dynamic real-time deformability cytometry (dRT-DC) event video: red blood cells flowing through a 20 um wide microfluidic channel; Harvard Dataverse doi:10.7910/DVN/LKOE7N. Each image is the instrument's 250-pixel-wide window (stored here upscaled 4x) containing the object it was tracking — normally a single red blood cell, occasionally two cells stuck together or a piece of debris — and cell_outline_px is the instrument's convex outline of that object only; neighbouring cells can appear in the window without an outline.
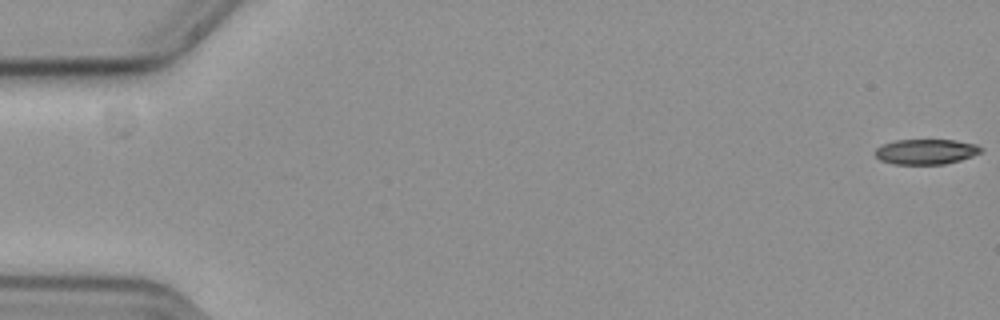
{"species": "common noctule bat (a hibernating species)", "species_latin": "Nyctalus noctula", "temperature_condition": "cold", "stored_images_in_passage": 58, "camera_frame_rate_fps": 3000, "um_per_image_px": 0.085, "animal": {"sex": "female", "body_mass_g": 19.3, "forearm_length_mm": 54.1}, "frame": {"image": 1, "passage_image": 1, "time_ms": 0.0, "image_size_px": [1000, 320], "cell_outline_px": [[984, 148], [980, 152], [972, 156], [960, 160], [944, 164], [896, 164], [880, 160], [876, 156], [876, 148], [880, 144], [896, 140], [956, 140], [976, 144]], "centroid_in_image_um": [78.71, 12.88], "position_along_channel_um": 6.3, "area_um2": 15.55}}
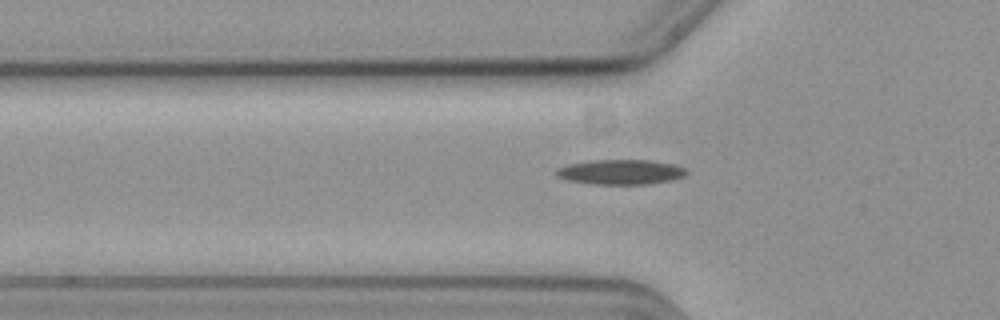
{"frame": {"image": 2, "passage_image": 20, "time_ms": 6.333, "image_size_px": [1000, 320], "cell_outline_px": [[688, 172], [684, 176], [668, 180], [644, 184], [596, 184], [568, 180], [556, 176], [552, 172], [556, 168], [568, 164], [592, 160], [652, 160], [676, 164], [684, 168]], "centroid_in_image_um": [52.71, 14.6], "position_along_channel_um": 73.1, "area_um2": 18.9}}
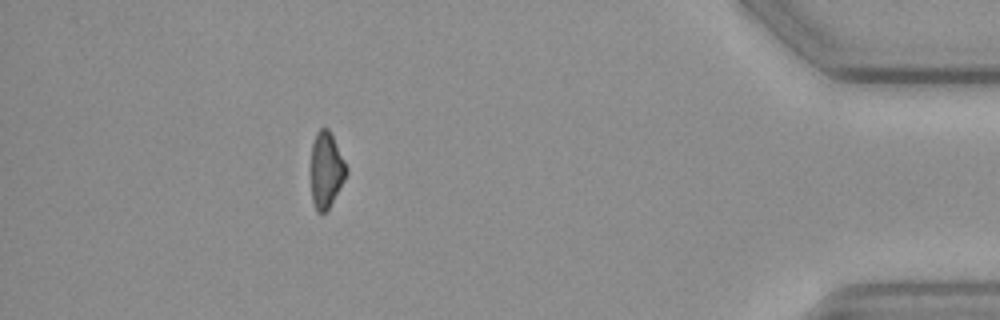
{"frame": {"image": 3, "passage_image": 52, "time_ms": 17.0, "image_size_px": [1000, 320], "cell_outline_px": [[348, 172], [340, 188], [328, 208], [324, 212], [316, 212], [312, 204], [312, 144], [316, 132], [320, 128], [328, 128], [348, 168]], "centroid_in_image_um": [27.73, 14.45], "position_along_channel_um": 407.5, "area_um2": 15.37}}